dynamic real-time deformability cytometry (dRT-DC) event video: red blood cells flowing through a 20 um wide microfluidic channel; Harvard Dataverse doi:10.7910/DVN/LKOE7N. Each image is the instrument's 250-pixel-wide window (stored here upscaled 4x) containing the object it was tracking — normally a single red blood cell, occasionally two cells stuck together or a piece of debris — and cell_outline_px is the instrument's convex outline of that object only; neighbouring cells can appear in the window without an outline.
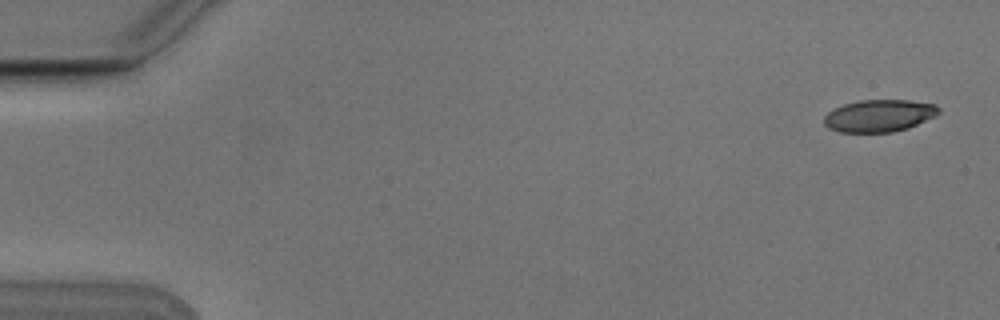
{"species": "Egyptian fruit bat (a non-hibernating species)", "species_latin": "Rousettus aegyptiacus", "temperature_condition": "cold", "stored_images_in_passage": 4, "camera_frame_rate_fps": 3000, "um_per_image_px": 0.085, "animal": {"sex": "male"}, "frame": {"image": 1, "passage_image": 1, "time_ms": 0.0, "image_size_px": [1000, 320], "cell_outline_px": [[940, 112], [936, 116], [908, 128], [892, 132], [840, 132], [828, 128], [824, 124], [824, 116], [832, 108], [844, 104], [860, 100], [908, 100], [936, 104], [940, 108]], "centroid_in_image_um": [74.73, 9.83], "position_along_channel_um": 10.3, "area_um2": 21.68}}